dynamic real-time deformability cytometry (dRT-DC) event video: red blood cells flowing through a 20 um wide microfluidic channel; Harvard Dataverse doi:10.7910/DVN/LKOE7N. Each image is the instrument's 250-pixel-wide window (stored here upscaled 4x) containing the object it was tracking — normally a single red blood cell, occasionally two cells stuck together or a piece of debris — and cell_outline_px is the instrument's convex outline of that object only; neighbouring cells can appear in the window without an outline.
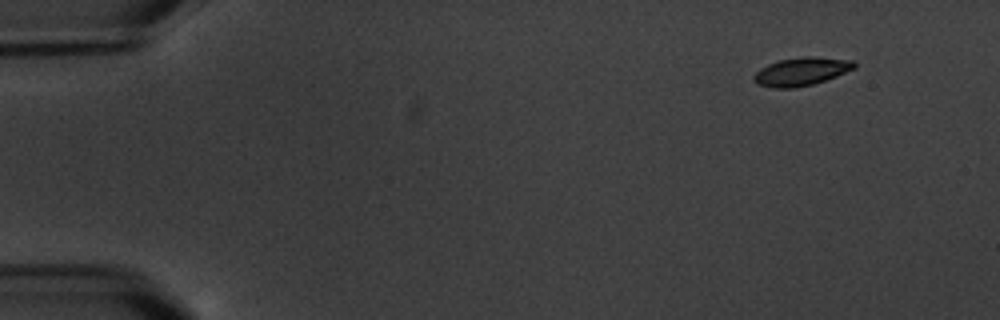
{"species": "common noctule bat (a hibernating species)", "species_latin": "Nyctalus noctula", "temperature_condition": "warm", "stored_images_in_passage": 4, "camera_frame_rate_fps": 3000, "um_per_image_px": 0.085, "animal": {"sex": "male", "body_mass_g": 20.1, "forearm_length_mm": 53.5}, "frame": {"image": 1, "passage_image": 1, "time_ms": 0.0, "image_size_px": [1000, 320], "cell_outline_px": [[856, 68], [836, 76], [812, 84], [796, 88], [772, 88], [756, 84], [752, 80], [752, 76], [760, 68], [776, 60], [804, 56], [812, 56], [852, 60], [856, 64]], "centroid_in_image_um": [68.07, 6.08], "position_along_channel_um": 16.9, "area_um2": 16.7}}